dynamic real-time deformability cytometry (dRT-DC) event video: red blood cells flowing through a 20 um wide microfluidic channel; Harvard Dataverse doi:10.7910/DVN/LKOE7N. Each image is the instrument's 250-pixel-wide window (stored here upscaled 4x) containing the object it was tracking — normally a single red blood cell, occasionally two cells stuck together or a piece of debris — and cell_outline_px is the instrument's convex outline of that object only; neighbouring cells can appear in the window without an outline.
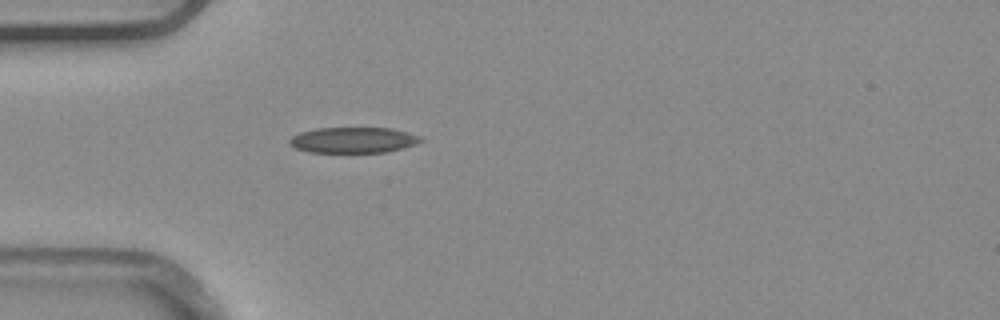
{"species": "common noctule bat (a hibernating species)", "species_latin": "Nyctalus noctula", "temperature_condition": "warm", "stored_images_in_passage": 38, "camera_frame_rate_fps": 3000, "um_per_image_px": 0.085, "animal": {"sex": "male", "body_mass_g": 20.4}, "frame": {"image": 1, "passage_image": 1, "time_ms": 0.0, "image_size_px": [1000, 320], "cell_outline_px": [[424, 140], [416, 144], [404, 148], [388, 152], [308, 152], [296, 148], [288, 144], [288, 140], [292, 136], [300, 132], [316, 128], [392, 128], [420, 136]], "centroid_in_image_um": [30.02, 11.9], "position_along_channel_um": 55.0, "area_um2": 19.77}}
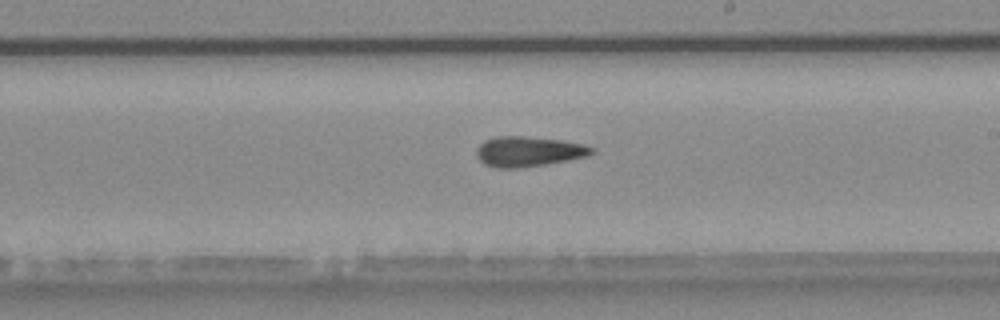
{"frame": {"image": 2, "passage_image": 16, "time_ms": 5.0, "image_size_px": [1000, 320], "cell_outline_px": [[596, 152], [588, 156], [568, 160], [520, 168], [496, 168], [484, 164], [476, 156], [476, 148], [484, 140], [500, 136], [520, 136], [560, 140], [584, 144], [596, 148]], "centroid_in_image_um": [44.93, 12.88], "position_along_channel_um": 244.1, "area_um2": 20.29}}
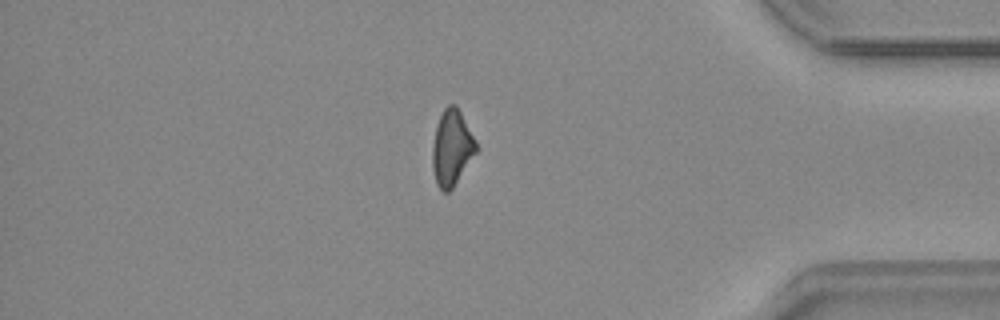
{"frame": {"image": 3, "passage_image": 30, "time_ms": 9.667, "image_size_px": [1000, 320], "cell_outline_px": [[476, 152], [452, 188], [448, 192], [444, 192], [436, 184], [432, 168], [432, 148], [436, 124], [444, 108], [448, 104], [456, 104], [476, 140]], "centroid_in_image_um": [38.38, 12.54], "position_along_channel_um": 396.8, "area_um2": 19.13}, "authors_computed_cell_mechanics": {"area_um2": 19.3341, "velocity_mm_per_s": 3.9062, "shape_relaxation_time_tau1_ms": null, "shape_relaxation_time_tau2_ms": 9.9989, "deformation_change_tau1": null, "deformation_change_tau2": 0.2393}}